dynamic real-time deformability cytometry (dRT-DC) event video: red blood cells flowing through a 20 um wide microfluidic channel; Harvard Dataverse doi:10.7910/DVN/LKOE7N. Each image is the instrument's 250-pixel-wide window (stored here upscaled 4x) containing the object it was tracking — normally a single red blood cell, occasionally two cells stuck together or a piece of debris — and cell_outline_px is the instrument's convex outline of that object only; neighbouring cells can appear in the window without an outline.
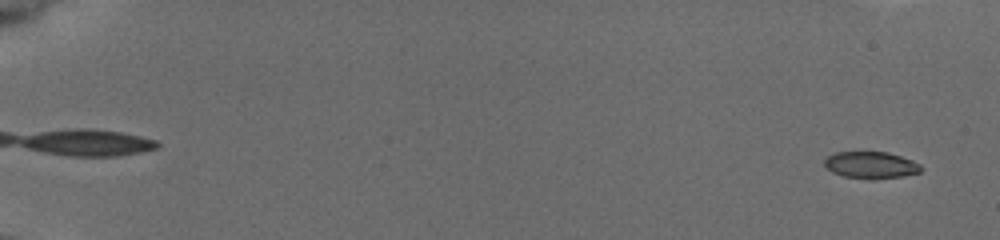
{"species": "common noctule bat (a hibernating species)", "species_latin": "Nyctalus noctula", "temperature_condition": "cold", "stored_images_in_passage": 58, "camera_frame_rate_fps": 3000, "um_per_image_px": 0.085, "animal": {"sex": "female", "body_mass_g": 19.5, "forearm_length_mm": 54.1}, "frame": {"image": 1, "passage_image": 3, "time_ms": 0.667, "image_size_px": [1000, 240], "cell_outline_px": [[924, 168], [920, 172], [904, 176], [844, 176], [832, 172], [824, 164], [824, 160], [828, 156], [836, 152], [888, 152], [912, 160], [920, 164]], "centroid_in_image_um": [74.05, 13.97], "position_along_channel_um": 11.0, "area_um2": 14.33}}
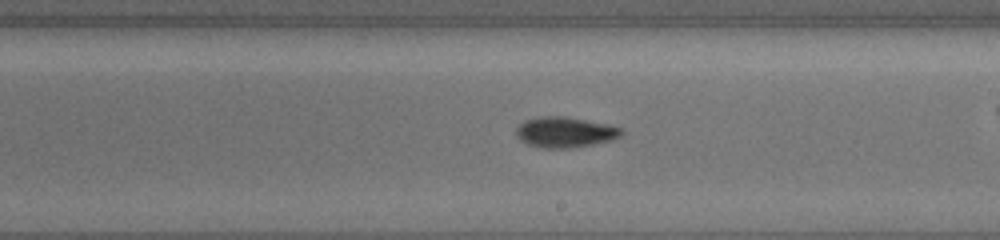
{"frame": {"image": 2, "passage_image": 36, "time_ms": 11.667, "image_size_px": [1000, 240], "cell_outline_px": [[624, 132], [620, 136], [612, 140], [572, 148], [544, 148], [528, 144], [520, 140], [516, 136], [516, 128], [524, 120], [540, 116], [564, 116], [608, 124], [624, 128]], "centroid_in_image_um": [48.04, 11.23], "position_along_channel_um": 241.0, "area_um2": 18.84}}
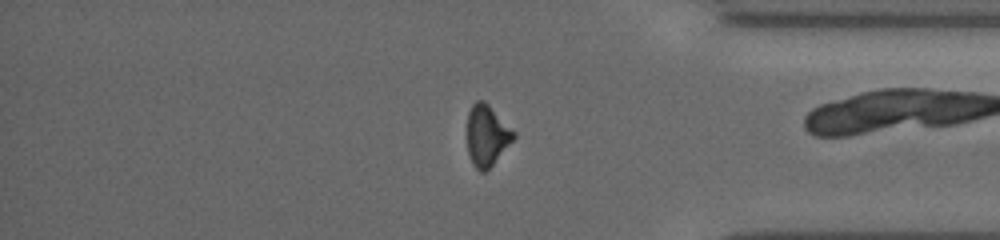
{"frame": {"image": 3, "passage_image": 49, "time_ms": 16.0, "image_size_px": [1000, 240], "cell_outline_px": [[516, 136], [492, 164], [484, 172], [480, 172], [472, 164], [468, 152], [468, 112], [472, 104], [476, 100], [484, 100], [516, 132]], "centroid_in_image_um": [41.38, 11.49], "position_along_channel_um": 393.8, "area_um2": 16.3}, "authors_computed_cell_mechanics": {"area_um2": 17.0799, "velocity_mm_per_s": 3.7894, "shape_relaxation_time_tau1_ms": 5.1532, "shape_relaxation_time_tau2_ms": null, "deformation_change_tau1": 0.1463, "deformation_change_tau2": null}}